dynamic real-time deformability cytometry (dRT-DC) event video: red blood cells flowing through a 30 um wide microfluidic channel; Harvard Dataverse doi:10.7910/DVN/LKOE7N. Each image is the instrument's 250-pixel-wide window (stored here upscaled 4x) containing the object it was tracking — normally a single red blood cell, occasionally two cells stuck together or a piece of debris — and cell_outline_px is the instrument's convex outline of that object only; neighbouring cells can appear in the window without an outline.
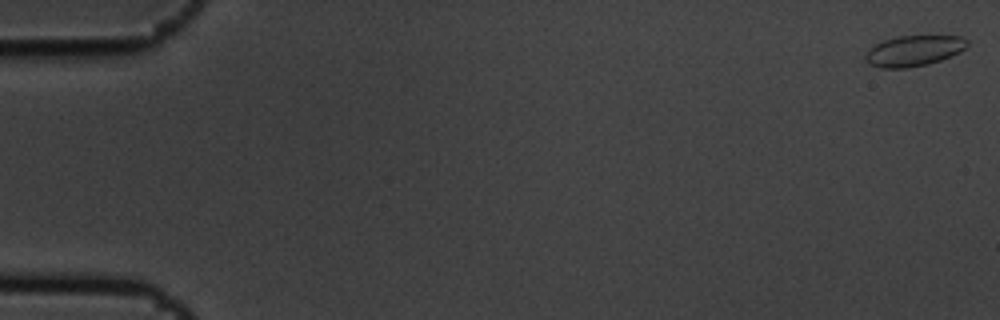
{"species": "common noctule bat (a hibernating species)", "species_latin": "Nyctalus noctula", "temperature_condition": "cold", "stored_images_in_passage": 15, "camera_frame_rate_fps": 3000, "um_per_image_px": 0.085, "animal": {"sex": "male", "body_mass_g": 19.5, "forearm_length_mm": 54.6}, "frame": {"image": 1, "passage_image": 1, "time_ms": 0.0, "image_size_px": [1000, 320], "cell_outline_px": [[968, 44], [960, 52], [940, 60], [928, 64], [908, 68], [880, 68], [868, 64], [864, 60], [864, 56], [868, 48], [884, 40], [900, 36], [964, 36], [968, 40]], "centroid_in_image_um": [77.64, 4.32], "position_along_channel_um": 7.4, "area_um2": 18.32}}
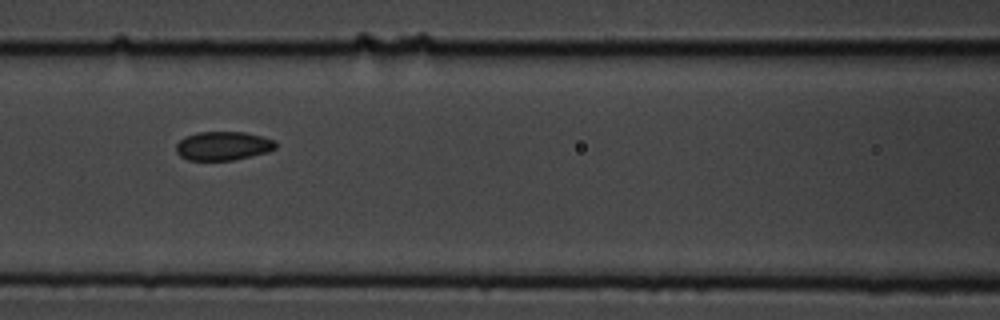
{"frame": {"image": 2, "passage_image": 7, "time_ms": 2.0, "image_size_px": [1000, 320], "cell_outline_px": [[276, 148], [268, 152], [232, 160], [188, 160], [180, 156], [176, 152], [176, 144], [184, 136], [196, 132], [244, 132], [264, 136], [276, 140]], "centroid_in_image_um": [18.96, 12.39], "position_along_channel_um": 147.6, "area_um2": 16.88}}
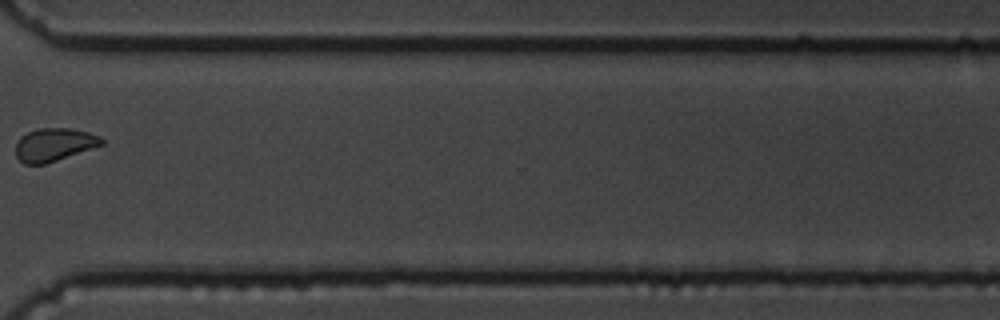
{"frame": {"image": 3, "passage_image": 12, "time_ms": 3.667, "image_size_px": [1000, 320], "cell_outline_px": [[104, 144], [44, 164], [24, 164], [16, 156], [16, 144], [20, 136], [28, 132], [40, 128], [72, 128], [88, 132], [100, 136], [104, 140]], "centroid_in_image_um": [4.59, 12.28], "position_along_channel_um": 366.0, "area_um2": 16.42}}